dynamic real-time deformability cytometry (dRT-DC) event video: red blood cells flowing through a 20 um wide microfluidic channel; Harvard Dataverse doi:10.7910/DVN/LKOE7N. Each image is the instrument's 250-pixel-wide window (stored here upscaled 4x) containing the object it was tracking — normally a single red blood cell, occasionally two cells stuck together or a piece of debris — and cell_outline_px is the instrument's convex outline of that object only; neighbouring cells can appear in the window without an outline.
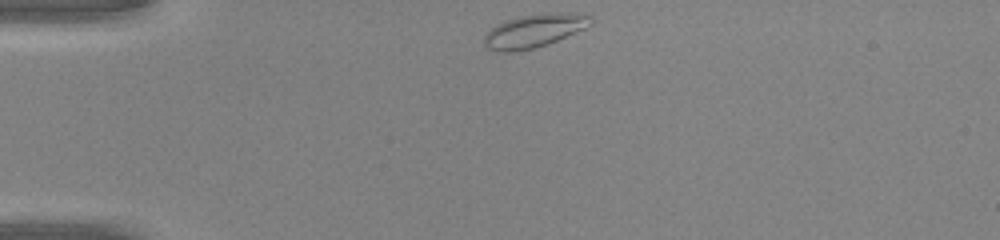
{"species": "common noctule bat (a hibernating species)", "species_latin": "Nyctalus noctula", "temperature_condition": "warm", "stored_images_in_passage": 30, "camera_frame_rate_fps": 3000, "um_per_image_px": 0.085, "animal": {"sex": "male", "body_mass_g": 20.0, "forearm_length_mm": 53.3}, "frame": {"image": 1, "passage_image": 1, "time_ms": 0.0, "image_size_px": [1000, 240], "cell_outline_px": [[592, 24], [584, 28], [548, 44], [536, 48], [512, 52], [496, 52], [488, 48], [484, 44], [484, 36], [496, 24], [504, 20], [520, 16], [552, 12], [560, 12], [592, 16]], "centroid_in_image_um": [45.36, 2.62], "position_along_channel_um": 39.6, "area_um2": 20.63}}
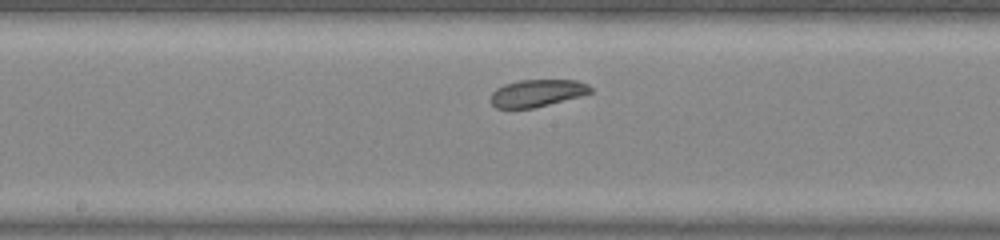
{"frame": {"image": 2, "passage_image": 15, "time_ms": 4.667, "image_size_px": [1000, 240], "cell_outline_px": [[592, 92], [580, 96], [532, 108], [496, 108], [488, 100], [492, 92], [496, 88], [504, 84], [520, 80], [576, 80], [588, 84], [592, 88]], "centroid_in_image_um": [45.61, 7.91], "position_along_channel_um": 202.6, "area_um2": 15.84}}
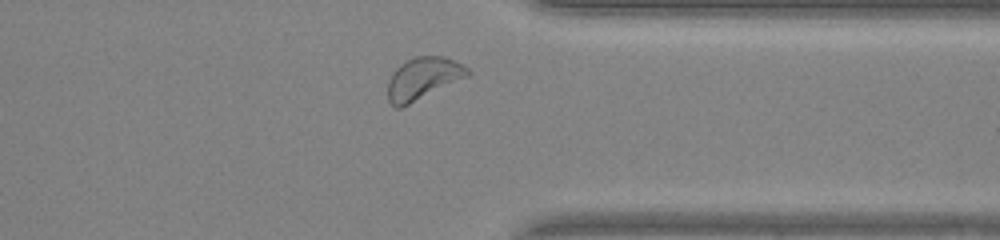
{"frame": {"image": 3, "passage_image": 27, "time_ms": 8.667, "image_size_px": [1000, 240], "cell_outline_px": [[472, 72], [468, 76], [400, 108], [396, 108], [388, 100], [388, 80], [392, 72], [400, 64], [416, 56], [444, 56], [464, 64]], "centroid_in_image_um": [35.96, 6.65], "position_along_channel_um": 375.4, "area_um2": 19.48}}